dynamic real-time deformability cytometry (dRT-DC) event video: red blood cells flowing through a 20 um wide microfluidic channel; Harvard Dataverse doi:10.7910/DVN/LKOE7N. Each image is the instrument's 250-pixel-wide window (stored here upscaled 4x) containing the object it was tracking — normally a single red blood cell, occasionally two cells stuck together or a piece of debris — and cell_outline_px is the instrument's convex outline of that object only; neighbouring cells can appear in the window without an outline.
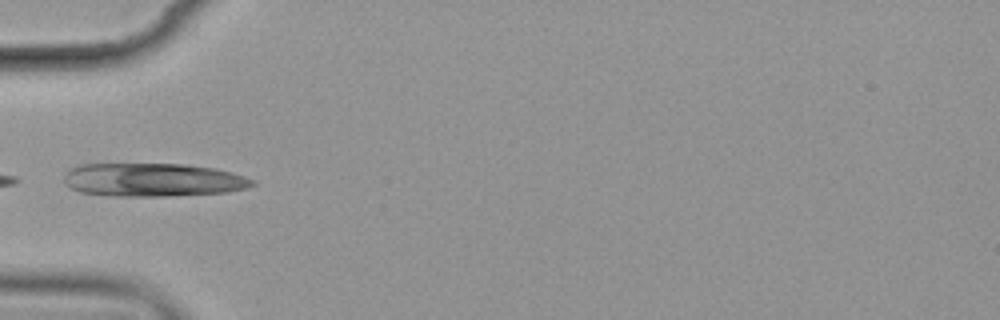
{"species": "common noctule bat (a hibernating species)", "species_latin": "Nyctalus noctula", "temperature_condition": "cold", "stored_images_in_passage": 1, "camera_frame_rate_fps": 3000, "um_per_image_px": 0.085, "animal": {"sex": "female", "body_mass_g": 19.9}, "frame": {"image": 1, "passage_image": 1, "time_ms": 0.0, "image_size_px": [1000, 320], "cell_outline_px": [[256, 184], [244, 188], [228, 192], [168, 196], [116, 196], [80, 192], [72, 188], [64, 180], [64, 176], [72, 168], [80, 164], [184, 164], [212, 168], [232, 172], [256, 180]], "centroid_in_image_um": [13.04, 15.29], "position_along_channel_um": 72.0, "area_um2": 36.47}}